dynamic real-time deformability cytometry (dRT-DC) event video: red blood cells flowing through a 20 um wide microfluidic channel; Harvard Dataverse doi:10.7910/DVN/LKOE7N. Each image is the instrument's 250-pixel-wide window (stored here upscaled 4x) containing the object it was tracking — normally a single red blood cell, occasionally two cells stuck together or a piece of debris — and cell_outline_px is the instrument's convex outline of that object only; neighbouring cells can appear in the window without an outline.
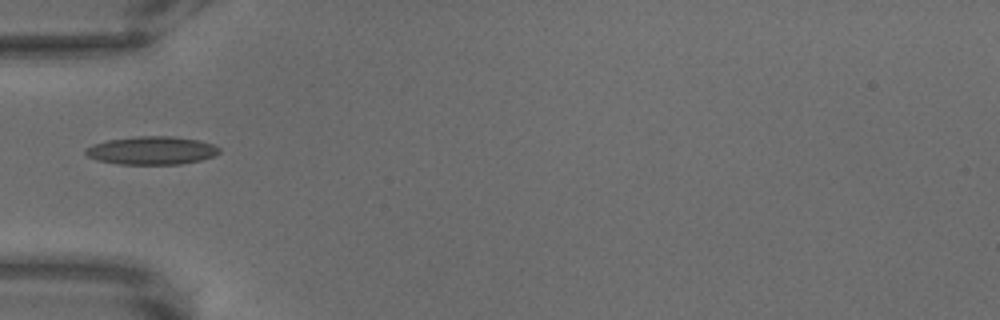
{"species": "common noctule bat (a hibernating species)", "species_latin": "Nyctalus noctula", "temperature_condition": "warm", "stored_images_in_passage": 46, "camera_frame_rate_fps": 3000, "um_per_image_px": 0.085, "animal": {"sex": "male", "body_mass_g": 18.8}, "frame": {"image": 1, "passage_image": 1, "time_ms": 0.0, "image_size_px": [1000, 320], "cell_outline_px": [[220, 152], [212, 156], [200, 160], [180, 164], [120, 164], [96, 160], [88, 156], [84, 152], [84, 148], [92, 144], [108, 140], [136, 136], [172, 136], [196, 140], [212, 144], [220, 148]], "centroid_in_image_um": [12.85, 12.79], "position_along_channel_um": 72.2, "area_um2": 21.85}}
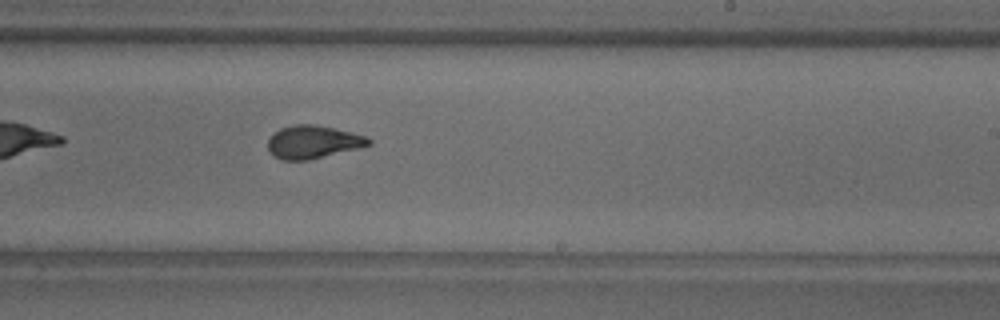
{"frame": {"image": 2, "passage_image": 20, "time_ms": 6.333, "image_size_px": [1000, 320], "cell_outline_px": [[372, 144], [308, 160], [280, 160], [272, 156], [268, 152], [268, 140], [280, 128], [296, 124], [312, 124], [352, 132], [364, 136], [372, 140]], "centroid_in_image_um": [26.56, 12.07], "position_along_channel_um": 262.4, "area_um2": 19.13}}